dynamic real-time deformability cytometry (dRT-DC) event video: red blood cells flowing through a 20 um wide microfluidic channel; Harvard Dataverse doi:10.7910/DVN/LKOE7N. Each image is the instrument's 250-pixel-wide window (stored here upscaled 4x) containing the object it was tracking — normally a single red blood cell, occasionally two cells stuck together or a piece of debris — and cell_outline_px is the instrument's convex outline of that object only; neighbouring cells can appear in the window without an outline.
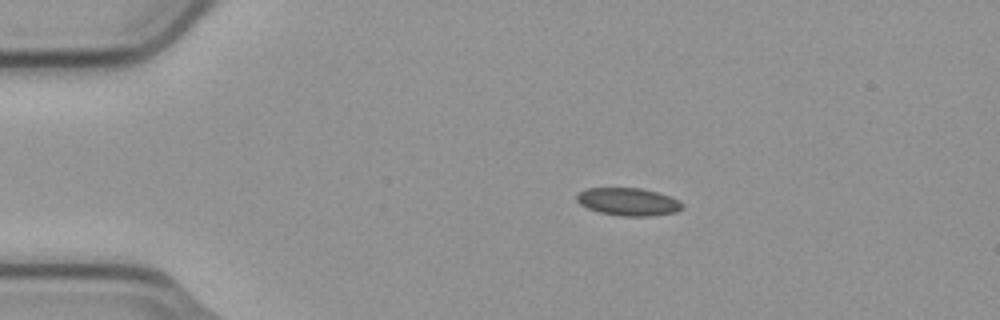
{"species": "common noctule bat (a hibernating species)", "species_latin": "Nyctalus noctula", "temperature_condition": "cold", "stored_images_in_passage": 5, "camera_frame_rate_fps": 3000, "um_per_image_px": 0.085, "animal": {"sex": "male", "body_mass_g": 23.1, "forearm_length_mm": 52.7}, "frame": {"image": 1, "passage_image": 2, "time_ms": 0.333, "image_size_px": [1000, 320], "cell_outline_px": [[684, 208], [676, 212], [652, 216], [620, 216], [600, 212], [588, 208], [580, 204], [576, 200], [576, 196], [580, 192], [588, 188], [640, 188], [656, 192], [680, 200], [684, 204]], "centroid_in_image_um": [53.43, 17.16], "position_along_channel_um": 31.6, "area_um2": 17.05}}
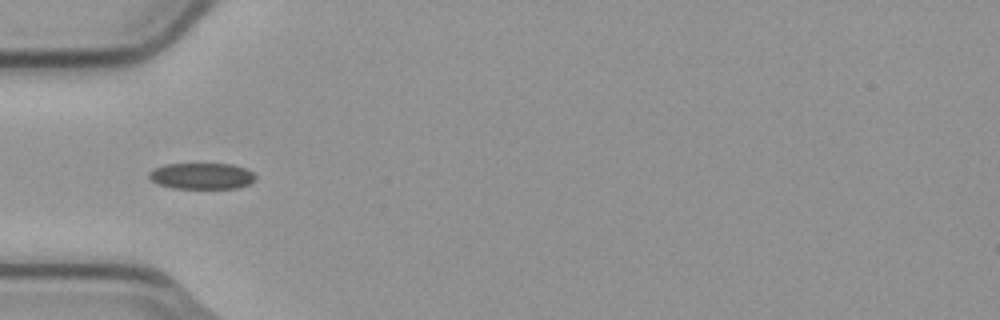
{"frame": {"image": 2, "passage_image": 4, "time_ms": 1.0, "image_size_px": [1000, 320], "cell_outline_px": [[256, 180], [248, 184], [236, 188], [172, 188], [160, 184], [152, 180], [148, 176], [148, 172], [164, 164], [232, 164], [244, 168], [252, 172], [256, 176]], "centroid_in_image_um": [17.16, 14.96], "position_along_channel_um": 67.8, "area_um2": 16.13}}
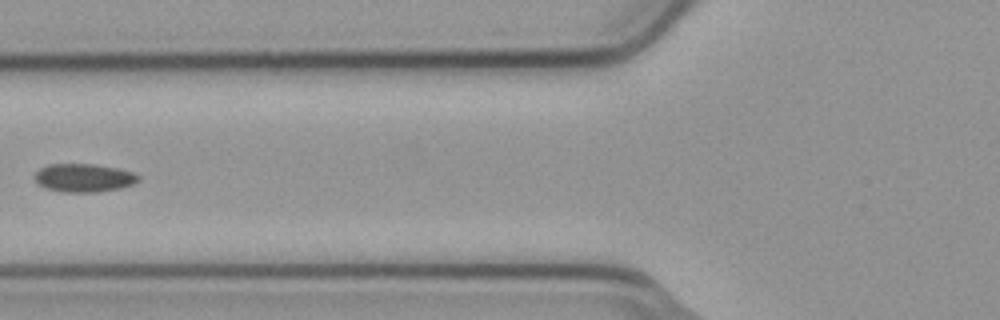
{"frame": {"image": 3, "passage_image": 5, "time_ms": 1.333, "image_size_px": [1000, 320], "cell_outline_px": [[140, 180], [132, 184], [120, 188], [96, 192], [60, 192], [44, 188], [36, 180], [36, 172], [40, 168], [48, 164], [92, 164], [116, 168], [132, 172], [140, 176]], "centroid_in_image_um": [7.12, 15.12], "position_along_channel_um": 118.7, "area_um2": 16.99}}